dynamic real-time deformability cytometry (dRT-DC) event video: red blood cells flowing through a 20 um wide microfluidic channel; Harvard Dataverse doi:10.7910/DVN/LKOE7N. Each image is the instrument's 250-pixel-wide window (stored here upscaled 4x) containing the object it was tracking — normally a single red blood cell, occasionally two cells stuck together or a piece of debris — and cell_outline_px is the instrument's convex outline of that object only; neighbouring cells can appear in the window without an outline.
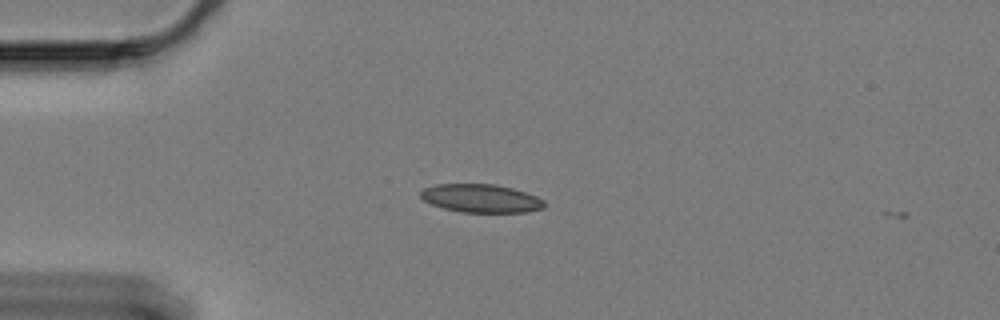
{"species": "Egyptian fruit bat (a non-hibernating species)", "species_latin": "Rousettus aegyptiacus", "temperature_condition": "cold", "stored_images_in_passage": 3, "camera_frame_rate_fps": 3000, "um_per_image_px": 0.085, "animal": {"sex": "female"}, "frame": {"image": 1, "passage_image": 1, "time_ms": 0.0, "image_size_px": [1000, 320], "cell_outline_px": [[544, 208], [524, 212], [460, 212], [444, 208], [432, 204], [424, 200], [420, 196], [420, 192], [424, 188], [436, 184], [496, 184], [512, 188], [536, 196], [544, 200]], "centroid_in_image_um": [40.87, 16.85], "position_along_channel_um": 44.1, "area_um2": 20.29}}